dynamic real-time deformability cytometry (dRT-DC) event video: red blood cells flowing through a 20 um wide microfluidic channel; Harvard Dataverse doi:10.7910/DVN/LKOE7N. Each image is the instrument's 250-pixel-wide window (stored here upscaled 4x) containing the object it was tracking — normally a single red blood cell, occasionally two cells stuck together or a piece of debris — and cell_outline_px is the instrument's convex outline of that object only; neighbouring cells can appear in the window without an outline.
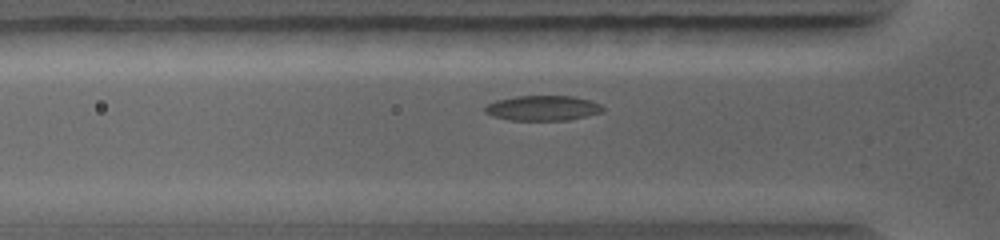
{"species": "common noctule bat (a hibernating species)", "species_latin": "Nyctalus noctula", "temperature_condition": "warm", "stored_images_in_passage": 20, "camera_frame_rate_fps": 5000, "um_per_image_px": 0.085, "animal": {"sex": "female", "body_mass_g": 19.0, "forearm_length_mm": 56.7}, "frame": {"image": 1, "passage_image": 9, "time_ms": 3.0, "image_size_px": [1000, 240], "cell_outline_px": [[604, 108], [600, 112], [568, 120], [508, 120], [492, 116], [484, 112], [484, 108], [488, 104], [496, 100], [516, 96], [572, 96], [588, 100], [600, 104]], "centroid_in_image_um": [46.07, 9.19], "position_along_channel_um": 79.7, "area_um2": 17.05}}
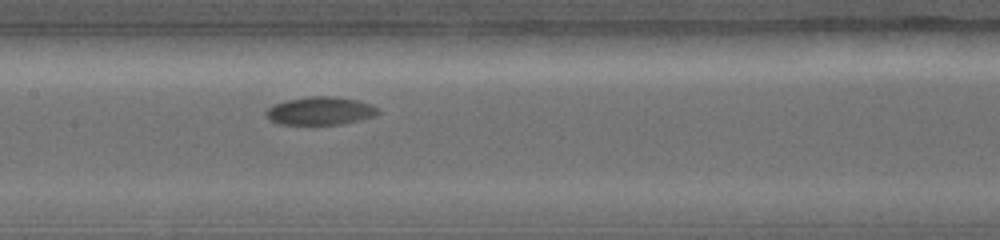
{"frame": {"image": 2, "passage_image": 14, "time_ms": 5.2, "image_size_px": [1000, 240], "cell_outline_px": [[380, 112], [372, 116], [360, 120], [340, 124], [276, 124], [264, 112], [272, 104], [288, 100], [308, 96], [336, 96], [356, 100], [380, 108]], "centroid_in_image_um": [27.21, 9.42], "position_along_channel_um": 180.2, "area_um2": 18.21}}
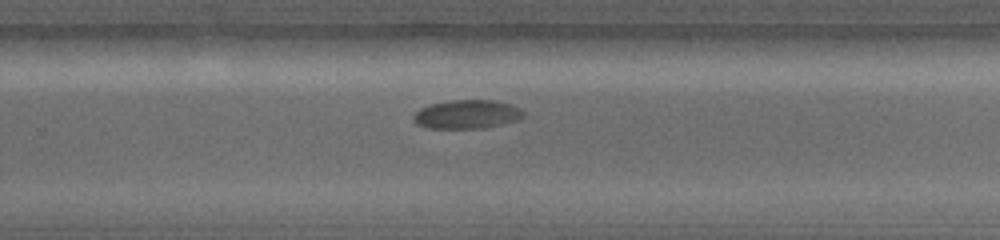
{"frame": {"image": 3, "passage_image": 20, "time_ms": 7.6, "image_size_px": [1000, 240], "cell_outline_px": [[524, 116], [520, 120], [484, 128], [428, 128], [416, 124], [412, 116], [420, 108], [432, 104], [452, 100], [492, 100], [512, 104], [520, 108], [524, 112]], "centroid_in_image_um": [39.72, 9.72], "position_along_channel_um": 290.1, "area_um2": 18.5}}